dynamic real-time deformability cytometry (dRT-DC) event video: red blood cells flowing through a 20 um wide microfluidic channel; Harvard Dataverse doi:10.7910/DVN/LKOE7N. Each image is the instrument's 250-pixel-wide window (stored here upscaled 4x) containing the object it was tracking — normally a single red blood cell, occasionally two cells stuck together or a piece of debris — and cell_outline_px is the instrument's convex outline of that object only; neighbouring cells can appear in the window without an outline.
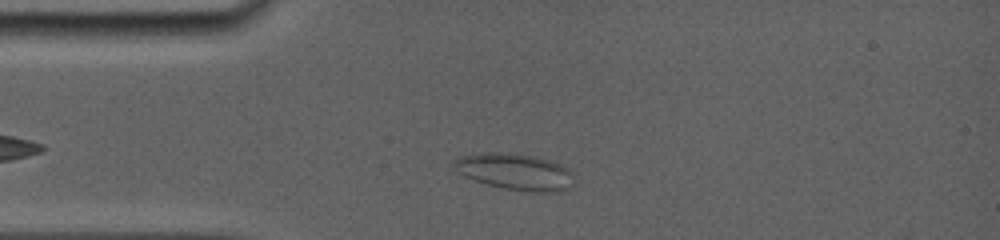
{"species": "common noctule bat (a hibernating species)", "species_latin": "Nyctalus noctula", "temperature_condition": "room temperature", "stored_images_in_passage": 20, "camera_frame_rate_fps": 5000, "um_per_image_px": 0.085, "animal": {"sex": "female", "body_mass_g": 19.0, "forearm_length_mm": 56.7}, "frame": {"image": 1, "passage_image": 2, "time_ms": 1.0, "image_size_px": [1000, 240], "cell_outline_px": [[572, 188], [548, 192], [536, 192], [504, 188], [488, 184], [464, 176], [456, 172], [452, 168], [452, 160], [460, 156], [488, 152], [496, 152], [536, 156], [560, 164], [568, 168], [572, 172]], "centroid_in_image_um": [43.74, 14.58], "position_along_channel_um": 41.3, "area_um2": 25.37}}
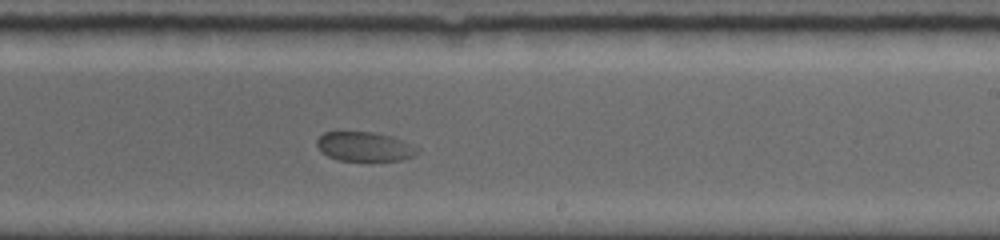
{"frame": {"image": 2, "passage_image": 11, "time_ms": 7.2, "image_size_px": [1000, 240], "cell_outline_px": [[420, 152], [412, 156], [400, 160], [336, 160], [320, 152], [316, 144], [316, 140], [324, 132], [372, 132], [392, 136], [416, 144], [420, 148]], "centroid_in_image_um": [31.02, 12.45], "position_along_channel_um": 258.0, "area_um2": 17.4}}
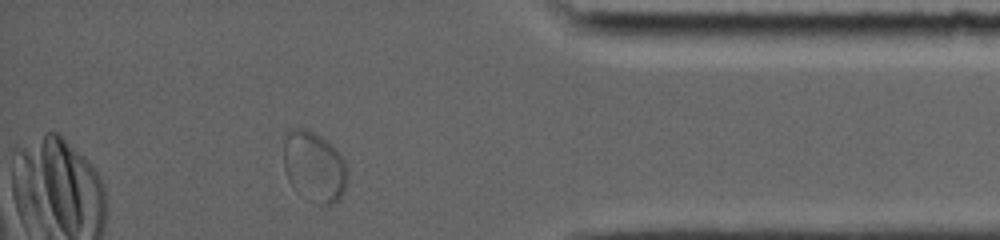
{"frame": {"image": 3, "passage_image": 20, "time_ms": 11.6, "image_size_px": [1000, 240], "cell_outline_px": [[348, 180], [344, 192], [328, 208], [316, 204], [300, 196], [296, 192], [288, 180], [284, 168], [284, 136], [288, 128], [308, 128], [328, 140], [336, 148], [344, 160], [348, 168]], "centroid_in_image_um": [26.71, 14.17], "position_along_channel_um": 408.5, "area_um2": 27.22}}